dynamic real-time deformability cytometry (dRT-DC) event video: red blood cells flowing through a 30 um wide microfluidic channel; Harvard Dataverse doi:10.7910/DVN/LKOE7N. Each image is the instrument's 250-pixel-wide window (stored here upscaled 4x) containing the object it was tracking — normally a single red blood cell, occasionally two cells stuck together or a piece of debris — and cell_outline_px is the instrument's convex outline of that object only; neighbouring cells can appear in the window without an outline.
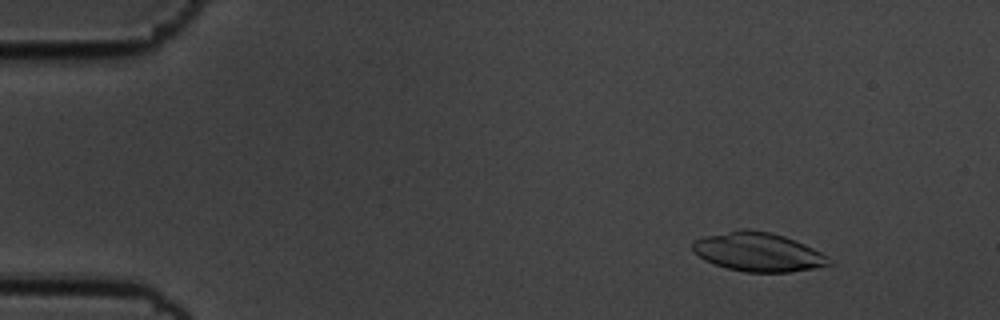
{"species": "common noctule bat (a hibernating species)", "species_latin": "Nyctalus noctula", "temperature_condition": "cold", "stored_images_in_passage": 57, "camera_frame_rate_fps": 3000, "um_per_image_px": 0.085, "animal": {"sex": "male", "body_mass_g": 19.5, "forearm_length_mm": 54.6}, "frame": {"image": 1, "passage_image": 7, "time_ms": 2.0, "image_size_px": [1000, 320], "cell_outline_px": [[832, 264], [792, 272], [744, 272], [728, 268], [704, 260], [692, 252], [692, 240], [704, 236], [740, 228], [748, 228], [772, 232], [784, 236], [804, 244], [828, 256], [832, 260]], "centroid_in_image_um": [64.4, 21.4], "position_along_channel_um": 20.6, "area_um2": 31.15}}